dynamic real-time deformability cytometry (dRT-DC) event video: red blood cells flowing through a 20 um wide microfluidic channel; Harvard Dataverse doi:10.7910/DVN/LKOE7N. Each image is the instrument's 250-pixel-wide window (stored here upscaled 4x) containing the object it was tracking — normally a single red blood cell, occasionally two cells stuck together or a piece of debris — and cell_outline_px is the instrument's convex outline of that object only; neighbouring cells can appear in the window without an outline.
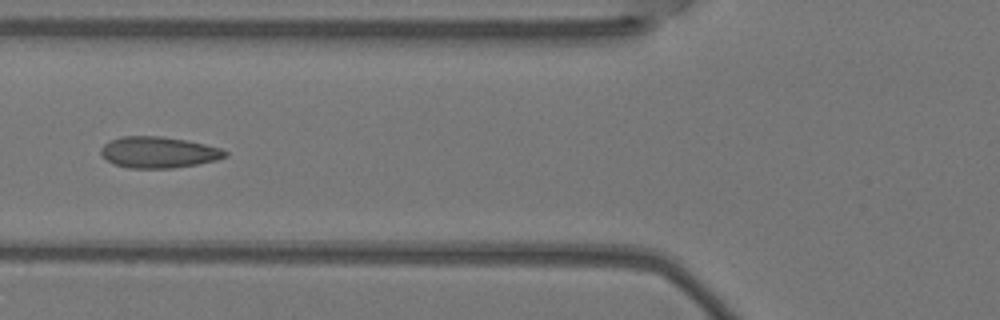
{"species": "Egyptian fruit bat (a non-hibernating species)", "species_latin": "Rousettus aegyptiacus", "temperature_condition": "warm", "stored_images_in_passage": 4, "camera_frame_rate_fps": 3000, "um_per_image_px": 0.085, "animal": {"sex": "female"}, "frame": {"image": 1, "passage_image": 4, "time_ms": 1.0, "image_size_px": [1000, 320], "cell_outline_px": [[228, 156], [216, 160], [196, 164], [172, 168], [128, 168], [112, 164], [100, 152], [100, 148], [108, 140], [120, 136], [160, 136], [188, 140], [220, 148], [228, 152]], "centroid_in_image_um": [13.45, 12.94], "position_along_channel_um": 112.3, "area_um2": 22.72}}